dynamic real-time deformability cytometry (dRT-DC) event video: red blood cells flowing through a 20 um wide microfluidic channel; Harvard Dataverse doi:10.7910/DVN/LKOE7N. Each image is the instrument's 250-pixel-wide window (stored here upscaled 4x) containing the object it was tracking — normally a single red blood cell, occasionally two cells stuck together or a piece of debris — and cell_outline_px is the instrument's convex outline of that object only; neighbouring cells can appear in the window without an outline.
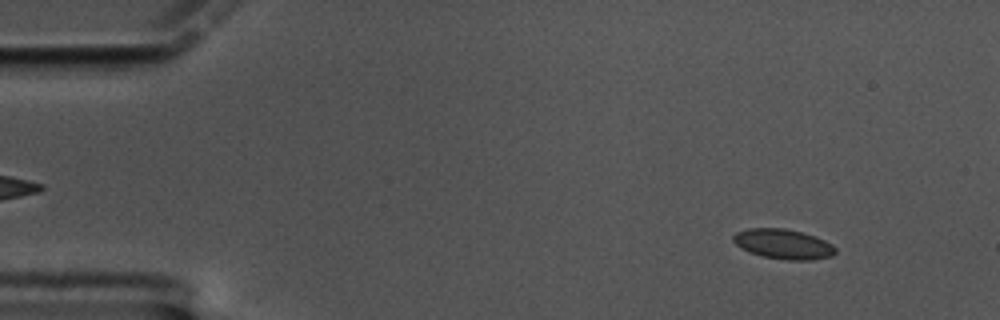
{"species": "common noctule bat (a hibernating species)", "species_latin": "Nyctalus noctula", "temperature_condition": "cold", "stored_images_in_passage": 60, "camera_frame_rate_fps": 3000, "um_per_image_px": 0.085, "animal": {"sex": "male", "body_mass_g": 17.5, "forearm_length_mm": 52.3}, "frame": {"image": 1, "passage_image": 6, "time_ms": 1.667, "image_size_px": [1000, 320], "cell_outline_px": [[836, 252], [832, 256], [812, 260], [788, 260], [764, 256], [748, 252], [740, 248], [732, 240], [732, 236], [736, 232], [748, 228], [784, 228], [816, 236], [832, 244], [836, 248]], "centroid_in_image_um": [66.57, 20.74], "position_along_channel_um": 18.4, "area_um2": 17.86}}
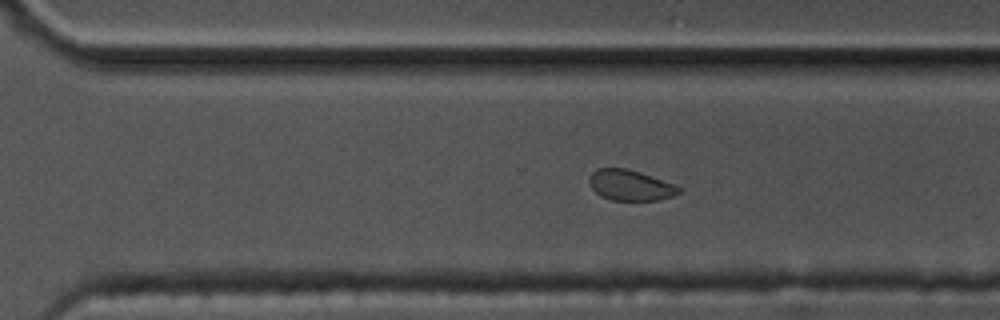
{"frame": {"image": 2, "passage_image": 41, "time_ms": 13.333, "image_size_px": [1000, 320], "cell_outline_px": [[684, 188], [680, 192], [672, 196], [660, 200], [612, 200], [600, 196], [588, 184], [588, 180], [592, 172], [600, 168], [624, 168], [640, 172]], "centroid_in_image_um": [53.57, 15.75], "position_along_channel_um": 317.0, "area_um2": 15.95}}
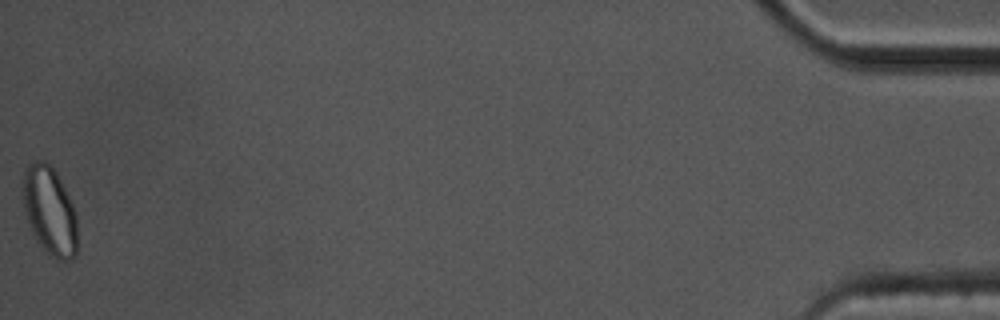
{"frame": {"image": 3, "passage_image": 60, "time_ms": 19.667, "image_size_px": [1000, 320], "cell_outline_px": [[76, 252], [68, 260], [56, 260], [36, 240], [32, 232], [24, 212], [20, 184], [24, 168], [28, 164], [36, 160], [44, 160], [56, 172], [76, 212]], "centroid_in_image_um": [4.16, 17.86], "position_along_channel_um": 431.0, "area_um2": 28.21}, "authors_computed_cell_mechanics": {"area_um2": 17.3978, "velocity_mm_per_s": 3.3473, "shape_relaxation_time_tau1_ms": 2.4895, "shape_relaxation_time_tau2_ms": 1.3739, "deformation_change_tau1": 0.0904, "deformation_change_tau2": 0.0536}}